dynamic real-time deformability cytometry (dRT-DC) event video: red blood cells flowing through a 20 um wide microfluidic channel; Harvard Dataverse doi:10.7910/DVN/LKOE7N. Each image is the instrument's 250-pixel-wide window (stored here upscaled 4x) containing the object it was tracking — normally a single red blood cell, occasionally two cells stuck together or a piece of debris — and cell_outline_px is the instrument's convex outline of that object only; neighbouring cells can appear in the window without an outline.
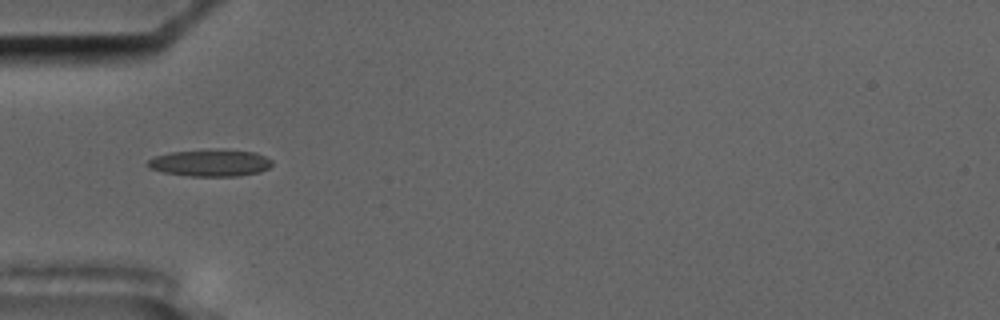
{"species": "common noctule bat (a hibernating species)", "species_latin": "Nyctalus noctula", "temperature_condition": "cold", "stored_images_in_passage": 56, "camera_frame_rate_fps": 3000, "um_per_image_px": 0.085, "animal": {"sex": "male", "body_mass_g": 17.5, "forearm_length_mm": 52.3}, "frame": {"image": 1, "passage_image": 17, "time_ms": 5.333, "image_size_px": [1000, 320], "cell_outline_px": [[272, 164], [268, 168], [260, 172], [236, 176], [192, 176], [164, 172], [148, 168], [144, 164], [148, 160], [156, 156], [168, 152], [208, 148], [224, 148], [256, 152], [272, 160]], "centroid_in_image_um": [17.86, 13.81], "position_along_channel_um": 67.1, "area_um2": 20.06}}
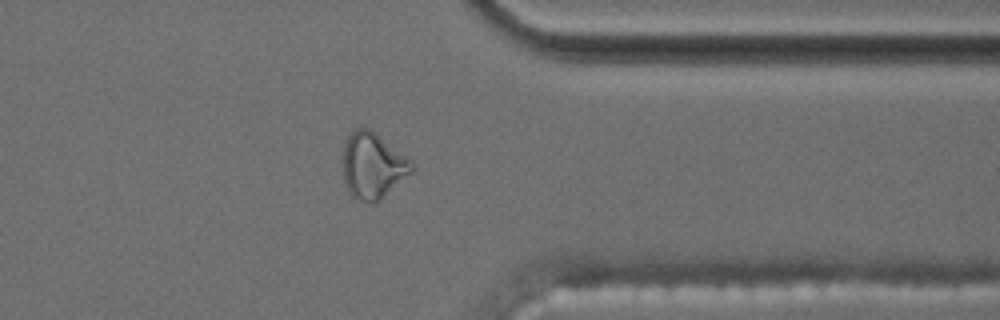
{"frame": {"image": 2, "passage_image": 44, "time_ms": 14.333, "image_size_px": [1000, 320], "cell_outline_px": [[412, 172], [380, 200], [356, 200], [348, 192], [344, 180], [344, 140], [356, 128], [368, 128], [404, 156], [412, 164]], "centroid_in_image_um": [31.64, 14.09], "position_along_channel_um": 379.8, "area_um2": 25.49}}
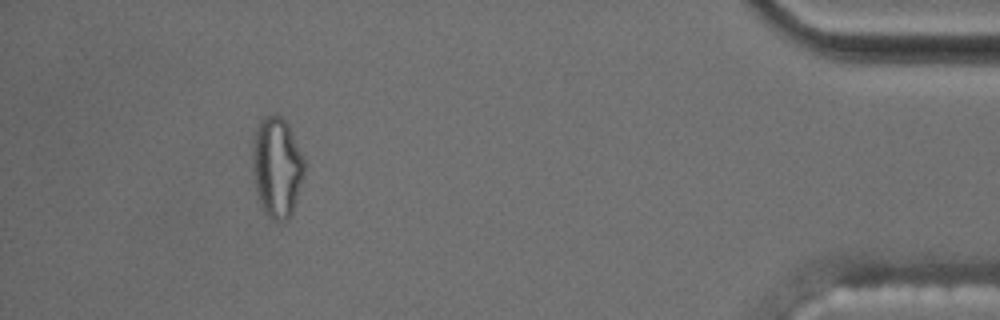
{"frame": {"image": 3, "passage_image": 51, "time_ms": 16.667, "image_size_px": [1000, 320], "cell_outline_px": [[304, 176], [292, 212], [284, 220], [272, 220], [264, 212], [260, 204], [256, 192], [252, 172], [252, 140], [256, 128], [260, 120], [264, 116], [276, 112], [288, 124], [304, 160]], "centroid_in_image_um": [23.5, 14.18], "position_along_channel_um": 411.7, "area_um2": 30.46}, "authors_computed_cell_mechanics": {"area_um2": 18.5249, "velocity_mm_per_s": 3.549, "shape_relaxation_time_tau1_ms": null, "shape_relaxation_time_tau2_ms": 3.8441, "deformation_change_tau1": null, "deformation_change_tau2": 0.1259}}